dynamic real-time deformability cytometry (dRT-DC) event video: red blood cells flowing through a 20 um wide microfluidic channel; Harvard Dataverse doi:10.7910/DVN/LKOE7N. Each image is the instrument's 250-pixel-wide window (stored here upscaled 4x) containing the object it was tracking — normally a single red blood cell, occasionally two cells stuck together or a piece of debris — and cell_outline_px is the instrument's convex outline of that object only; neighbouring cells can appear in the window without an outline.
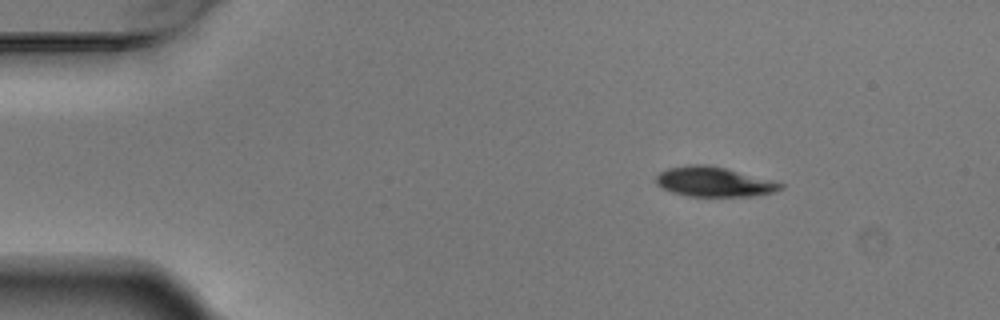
{"species": "Egyptian fruit bat (a non-hibernating species)", "species_latin": "Rousettus aegyptiacus", "temperature_condition": "warm", "stored_images_in_passage": 6, "camera_frame_rate_fps": 3000, "um_per_image_px": 0.085, "animal": {"sex": "male"}, "frame": {"image": 1, "passage_image": 2, "time_ms": 0.333, "image_size_px": [1000, 320], "cell_outline_px": [[784, 188], [776, 192], [752, 196], [688, 196], [672, 192], [656, 184], [656, 176], [660, 172], [668, 168], [688, 164], [708, 164], [776, 180], [784, 184]], "centroid_in_image_um": [60.74, 15.45], "position_along_channel_um": 24.3, "area_um2": 21.85}}
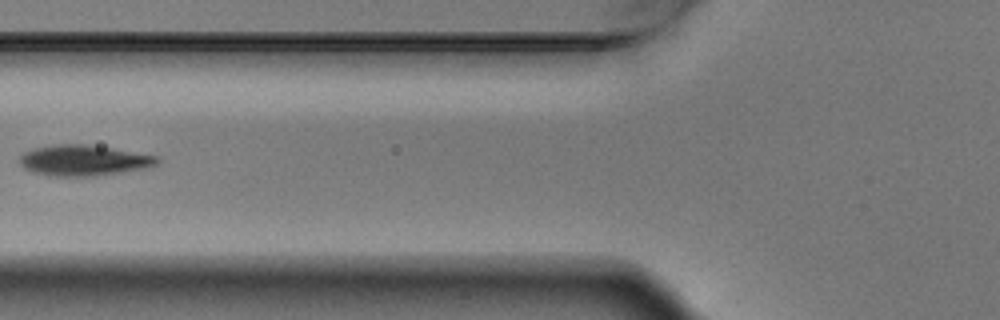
{"frame": {"image": 2, "passage_image": 5, "time_ms": 1.333, "image_size_px": [1000, 320], "cell_outline_px": [[160, 160], [156, 164], [144, 168], [96, 176], [48, 176], [32, 172], [24, 168], [20, 164], [20, 156], [24, 152], [36, 148], [60, 144], [84, 144], [112, 148], [160, 156]], "centroid_in_image_um": [7.11, 13.64], "position_along_channel_um": 118.7, "area_um2": 24.51}}
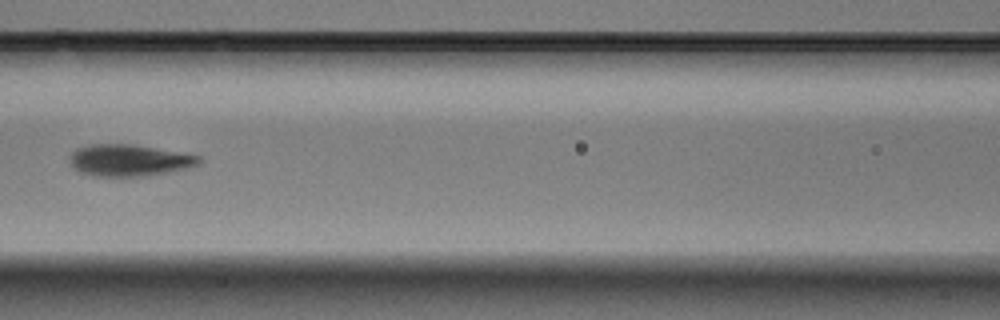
{"frame": {"image": 3, "passage_image": 6, "time_ms": 1.667, "image_size_px": [1000, 320], "cell_outline_px": [[200, 164], [168, 172], [148, 176], [92, 176], [80, 172], [72, 168], [68, 160], [72, 152], [76, 148], [92, 144], [128, 144], [200, 156]], "centroid_in_image_um": [10.89, 13.64], "position_along_channel_um": 155.7, "area_um2": 23.64}}